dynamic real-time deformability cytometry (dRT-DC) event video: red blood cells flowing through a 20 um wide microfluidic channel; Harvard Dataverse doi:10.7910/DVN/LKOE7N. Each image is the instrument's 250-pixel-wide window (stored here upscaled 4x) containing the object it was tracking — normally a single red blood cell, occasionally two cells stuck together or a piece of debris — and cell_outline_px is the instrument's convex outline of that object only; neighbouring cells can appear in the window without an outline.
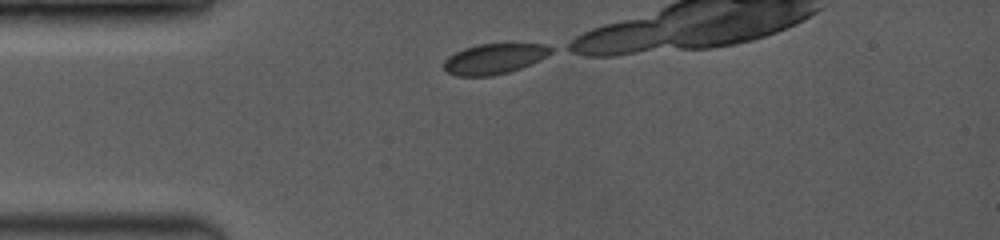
{"species": "common noctule bat (a hibernating species)", "species_latin": "Nyctalus noctula", "temperature_condition": "room temperature", "stored_images_in_passage": 8, "camera_frame_rate_fps": 3500, "um_per_image_px": 0.085, "animal": {"sex": "female", "body_mass_g": 19.0, "forearm_length_mm": 53.3}, "frame": {"image": 1, "passage_image": 1, "time_ms": 0.0, "image_size_px": [1000, 240], "cell_outline_px": [[552, 52], [520, 68], [508, 72], [492, 76], [456, 76], [448, 72], [444, 68], [444, 60], [448, 56], [464, 48], [476, 44], [544, 44], [552, 48]], "centroid_in_image_um": [41.94, 5.0], "position_along_channel_um": 43.1, "area_um2": 18.61}}
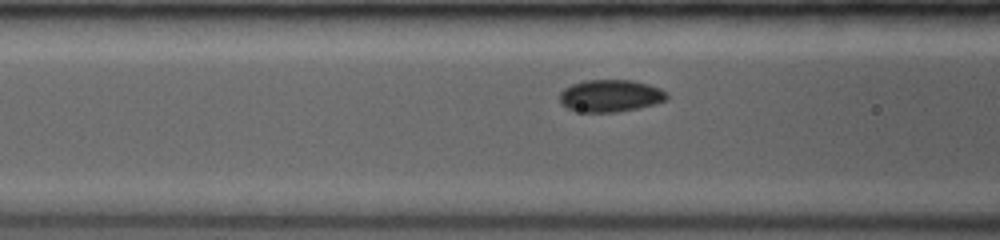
{"frame": {"image": 2, "passage_image": 7, "time_ms": 2.286, "image_size_px": [1000, 240], "cell_outline_px": [[668, 100], [656, 104], [640, 108], [616, 112], [584, 112], [568, 108], [560, 104], [560, 92], [564, 88], [572, 84], [584, 80], [632, 80], [648, 84], [660, 88], [668, 92]], "centroid_in_image_um": [51.92, 8.14], "position_along_channel_um": 114.7, "area_um2": 20.35}}